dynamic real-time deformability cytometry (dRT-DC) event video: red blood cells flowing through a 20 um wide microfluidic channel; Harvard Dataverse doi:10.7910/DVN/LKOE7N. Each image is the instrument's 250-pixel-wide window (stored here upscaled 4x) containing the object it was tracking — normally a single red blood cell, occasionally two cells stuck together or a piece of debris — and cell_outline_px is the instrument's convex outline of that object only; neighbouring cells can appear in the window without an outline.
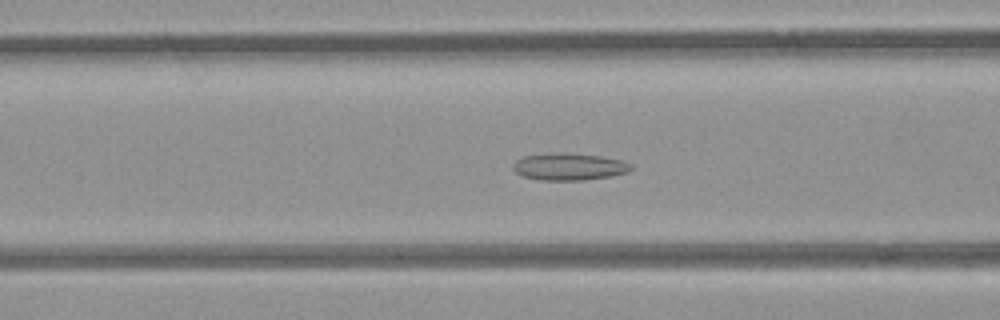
{"species": "common noctule bat (a hibernating species)", "species_latin": "Nyctalus noctula", "temperature_condition": "room temperature", "stored_images_in_passage": 55, "camera_frame_rate_fps": 3000, "um_per_image_px": 0.085, "animal": {"sex": "female", "body_mass_g": 21.9}, "frame": {"image": 1, "passage_image": 22, "time_ms": 7.0, "image_size_px": [1000, 320], "cell_outline_px": [[632, 168], [628, 172], [612, 176], [584, 180], [536, 180], [524, 176], [516, 172], [512, 168], [512, 164], [516, 160], [524, 156], [552, 152], [556, 152], [600, 156], [624, 160], [632, 164]], "centroid_in_image_um": [48.38, 14.17], "position_along_channel_um": 118.2, "area_um2": 18.79}}
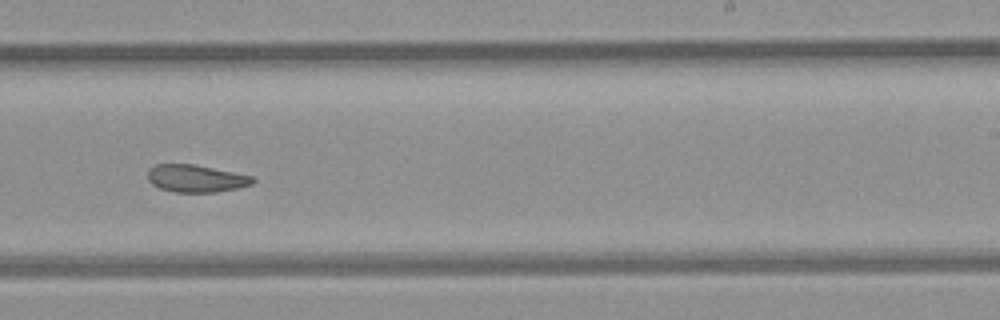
{"frame": {"image": 2, "passage_image": 34, "time_ms": 11.0, "image_size_px": [1000, 320], "cell_outline_px": [[256, 180], [252, 184], [236, 188], [216, 192], [176, 192], [160, 188], [152, 184], [148, 180], [148, 168], [156, 164], [192, 164], [252, 176]], "centroid_in_image_um": [16.63, 15.17], "position_along_channel_um": 272.4, "area_um2": 16.59}}
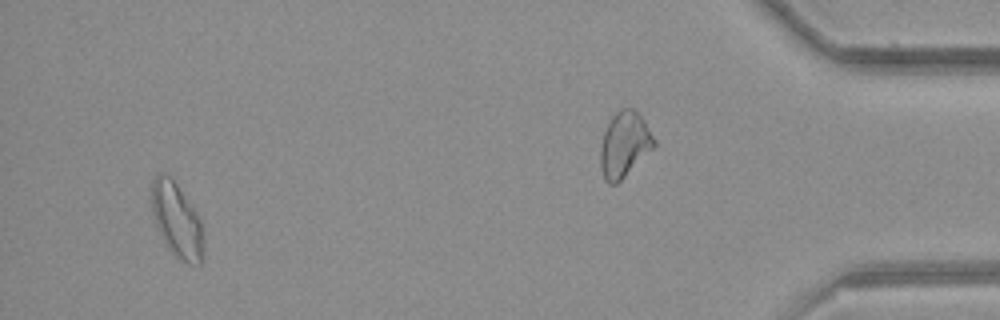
{"frame": {"image": 3, "passage_image": 52, "time_ms": 17.0, "image_size_px": [1000, 320], "cell_outline_px": [[204, 260], [200, 264], [188, 264], [176, 256], [168, 248], [156, 224], [152, 212], [152, 180], [160, 172], [172, 176], [200, 220], [204, 240]], "centroid_in_image_um": [15.05, 18.73], "position_along_channel_um": 420.1, "area_um2": 22.37}, "authors_computed_cell_mechanics": {"area_um2": 19.5364, "velocity_mm_per_s": 3.8488, "shape_relaxation_time_tau1_ms": null, "shape_relaxation_time_tau2_ms": 3.8711, "deformation_change_tau1": null, "deformation_change_tau2": 0.1085}}